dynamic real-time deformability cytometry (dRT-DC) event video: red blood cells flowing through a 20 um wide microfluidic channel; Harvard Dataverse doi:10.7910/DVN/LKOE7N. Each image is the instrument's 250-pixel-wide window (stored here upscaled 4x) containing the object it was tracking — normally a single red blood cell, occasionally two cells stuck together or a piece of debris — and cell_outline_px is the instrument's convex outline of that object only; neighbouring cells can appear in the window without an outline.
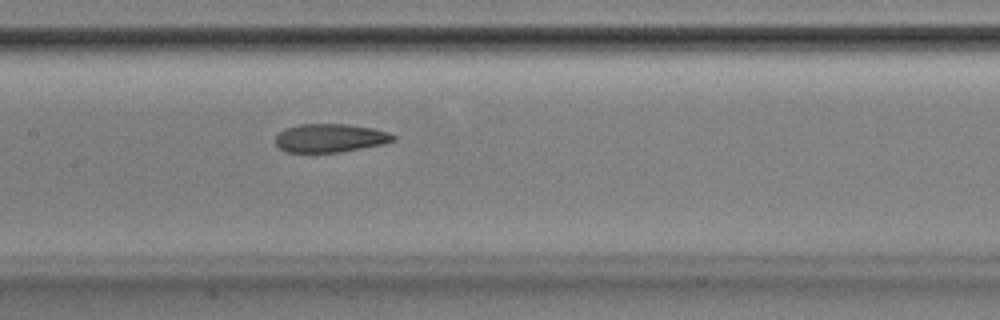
{"species": "Egyptian fruit bat (a non-hibernating species)", "species_latin": "Rousettus aegyptiacus", "temperature_condition": "room temperature", "stored_images_in_passage": 36, "camera_frame_rate_fps": 3000, "um_per_image_px": 0.085, "animal": {"sex": "male"}, "frame": {"image": 1, "passage_image": 9, "time_ms": 2.667, "image_size_px": [1000, 320], "cell_outline_px": [[396, 140], [384, 144], [340, 152], [284, 152], [276, 144], [276, 136], [284, 128], [300, 124], [348, 124], [372, 128], [388, 132], [396, 136]], "centroid_in_image_um": [28.07, 11.73], "position_along_channel_um": 179.3, "area_um2": 19.59}}
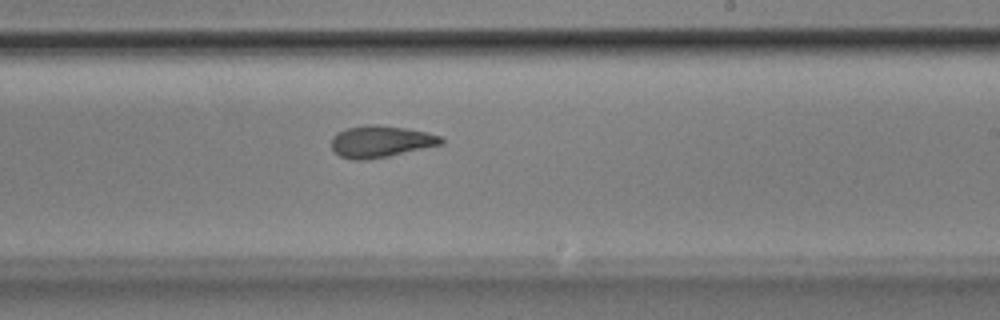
{"frame": {"image": 2, "passage_image": 15, "time_ms": 4.667, "image_size_px": [1000, 320], "cell_outline_px": [[444, 144], [388, 156], [368, 160], [352, 160], [340, 156], [332, 148], [332, 136], [336, 132], [348, 128], [368, 124], [376, 124], [404, 128], [428, 132], [440, 136], [444, 140]], "centroid_in_image_um": [32.36, 12.03], "position_along_channel_um": 256.6, "area_um2": 20.35}}
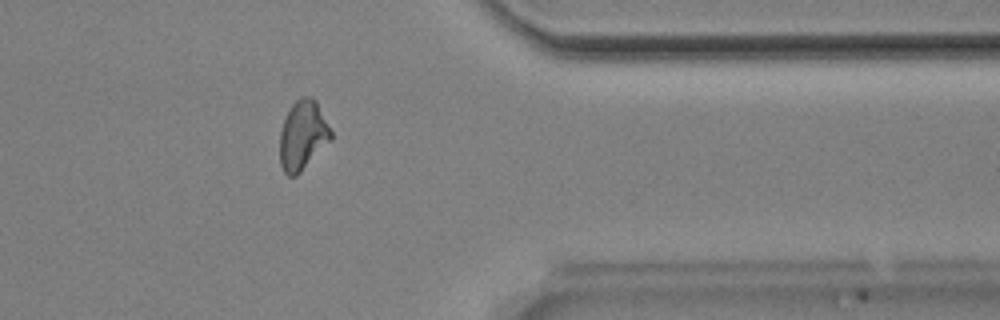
{"frame": {"image": 3, "passage_image": 26, "time_ms": 8.333, "image_size_px": [1000, 320], "cell_outline_px": [[332, 140], [296, 176], [288, 176], [284, 172], [280, 164], [280, 132], [284, 120], [292, 104], [300, 96], [308, 96], [316, 100], [332, 132]], "centroid_in_image_um": [25.74, 11.5], "position_along_channel_um": 385.7, "area_um2": 20.63}}